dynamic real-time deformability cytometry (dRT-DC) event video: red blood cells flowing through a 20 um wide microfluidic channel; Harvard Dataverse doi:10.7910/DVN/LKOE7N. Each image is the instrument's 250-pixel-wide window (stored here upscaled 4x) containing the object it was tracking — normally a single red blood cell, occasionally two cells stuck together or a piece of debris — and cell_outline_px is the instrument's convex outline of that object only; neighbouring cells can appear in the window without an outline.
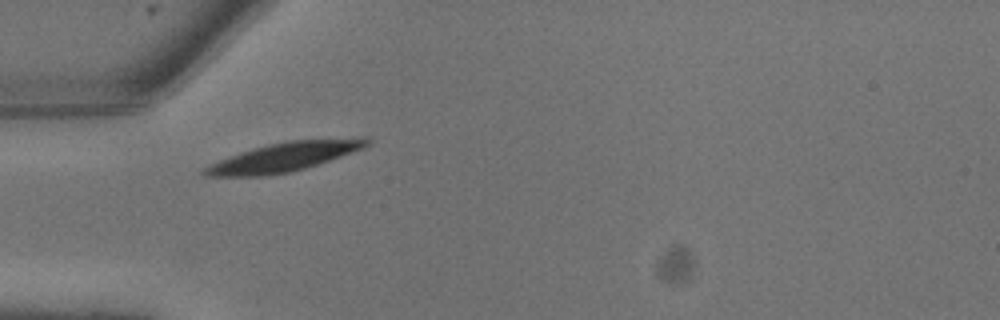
{"species": "common noctule bat (a hibernating species)", "species_latin": "Nyctalus noctula", "temperature_condition": "warm", "stored_images_in_passage": 4, "camera_frame_rate_fps": 3000, "um_per_image_px": 0.085, "animal": {"sex": "male", "body_mass_g": 13.3}, "frame": {"image": 1, "passage_image": 1, "time_ms": 0.0, "image_size_px": [1000, 320], "cell_outline_px": [[372, 144], [364, 148], [304, 168], [288, 172], [260, 176], [204, 176], [200, 172], [204, 168], [220, 160], [252, 148], [268, 144], [288, 140], [360, 136], [368, 136], [372, 140]], "centroid_in_image_um": [24.27, 13.29], "position_along_channel_um": 60.7, "area_um2": 27.51}}
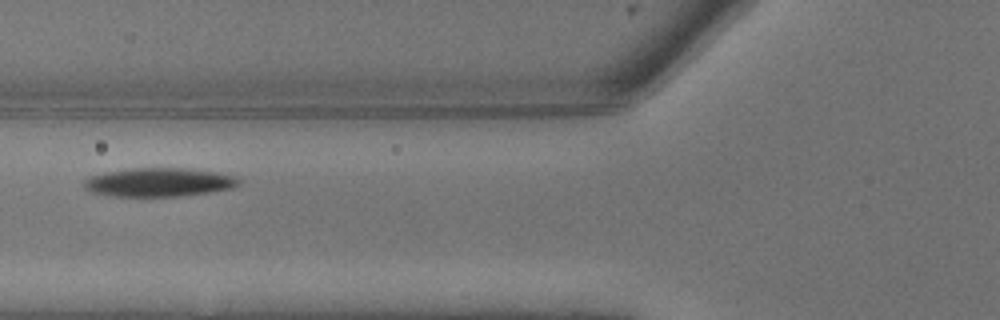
{"frame": {"image": 2, "passage_image": 3, "time_ms": 0.667, "image_size_px": [1000, 320], "cell_outline_px": [[240, 184], [232, 188], [208, 192], [180, 196], [108, 196], [88, 192], [84, 188], [84, 180], [88, 176], [108, 172], [132, 168], [184, 168], [216, 172], [236, 176], [240, 180]], "centroid_in_image_um": [13.47, 15.49], "position_along_channel_um": 112.3, "area_um2": 25.95}}